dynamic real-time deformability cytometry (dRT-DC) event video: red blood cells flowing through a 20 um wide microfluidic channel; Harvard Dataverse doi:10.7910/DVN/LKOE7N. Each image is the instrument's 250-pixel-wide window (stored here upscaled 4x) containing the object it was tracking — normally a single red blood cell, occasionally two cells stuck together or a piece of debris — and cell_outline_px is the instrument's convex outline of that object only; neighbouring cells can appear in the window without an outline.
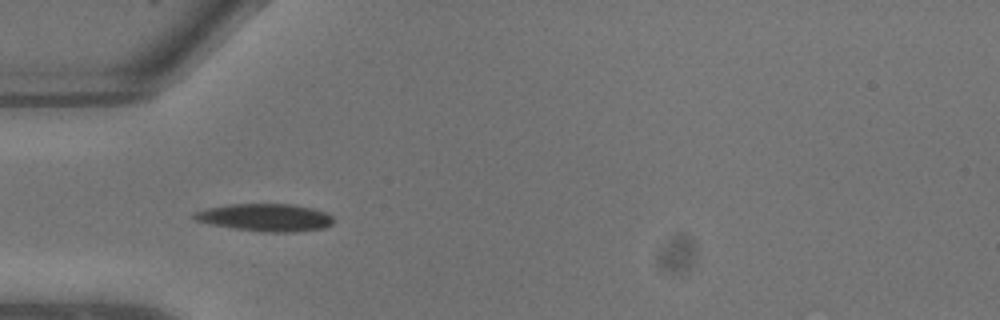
{"species": "common noctule bat (a hibernating species)", "species_latin": "Nyctalus noctula", "temperature_condition": "warm", "stored_images_in_passage": 8, "camera_frame_rate_fps": 3000, "um_per_image_px": 0.085, "animal": {"sex": "male", "body_mass_g": 13.3}, "frame": {"image": 1, "passage_image": 7, "time_ms": 2.0, "image_size_px": [1000, 320], "cell_outline_px": [[332, 224], [324, 228], [296, 232], [264, 232], [236, 228], [212, 224], [196, 220], [192, 216], [192, 212], [204, 208], [228, 204], [292, 204], [312, 208], [324, 212], [332, 216]], "centroid_in_image_um": [22.53, 18.48], "position_along_channel_um": 62.5, "area_um2": 22.31}}